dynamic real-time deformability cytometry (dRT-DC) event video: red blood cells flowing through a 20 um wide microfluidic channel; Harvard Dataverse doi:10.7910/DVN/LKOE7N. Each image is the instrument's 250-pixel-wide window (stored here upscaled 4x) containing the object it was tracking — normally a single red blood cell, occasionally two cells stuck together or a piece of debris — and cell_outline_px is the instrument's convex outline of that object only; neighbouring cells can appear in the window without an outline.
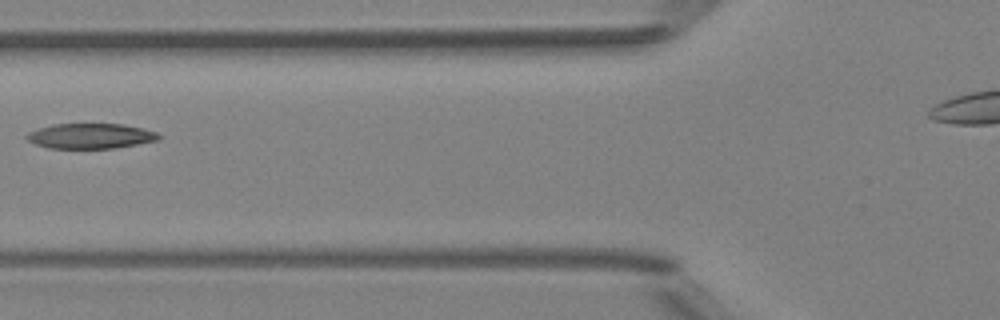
{"species": "Egyptian fruit bat (a non-hibernating species)", "species_latin": "Rousettus aegyptiacus", "temperature_condition": "room temperature", "stored_images_in_passage": 5, "camera_frame_rate_fps": 3000, "um_per_image_px": 0.085, "animal": {"sex": "female"}, "frame": {"image": 1, "passage_image": 5, "time_ms": 4.333, "image_size_px": [1000, 320], "cell_outline_px": [[160, 140], [112, 148], [48, 148], [36, 144], [28, 140], [24, 136], [28, 132], [52, 124], [124, 124], [156, 132], [160, 136]], "centroid_in_image_um": [7.67, 11.56], "position_along_channel_um": 118.1, "area_um2": 19.19}}